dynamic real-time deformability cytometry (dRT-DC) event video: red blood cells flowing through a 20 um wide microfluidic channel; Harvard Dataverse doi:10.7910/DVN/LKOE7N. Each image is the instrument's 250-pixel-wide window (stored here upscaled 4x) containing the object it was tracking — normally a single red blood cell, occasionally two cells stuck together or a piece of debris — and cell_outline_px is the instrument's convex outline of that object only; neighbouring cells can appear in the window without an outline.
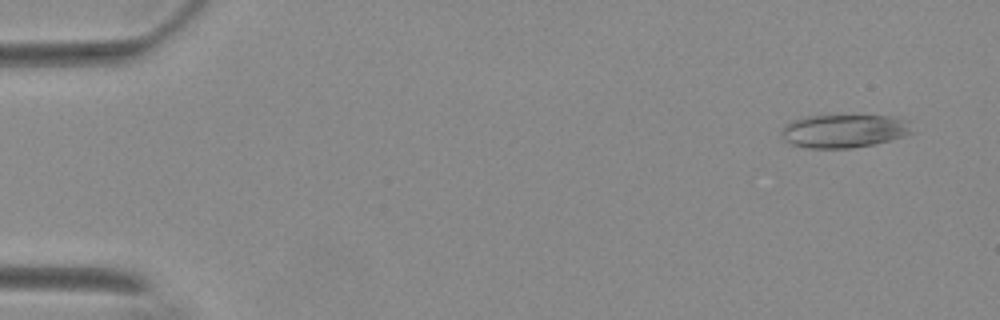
{"species": "Egyptian fruit bat (a non-hibernating species)", "species_latin": "Rousettus aegyptiacus", "temperature_condition": "warm", "stored_images_in_passage": 15, "camera_frame_rate_fps": 3000, "um_per_image_px": 0.085, "animal": {"sex": "female"}, "frame": {"image": 1, "passage_image": 4, "time_ms": 1.0, "image_size_px": [1000, 320], "cell_outline_px": [[912, 132], [888, 140], [872, 144], [852, 148], [808, 148], [792, 144], [784, 140], [784, 124], [792, 120], [808, 116], [888, 116], [900, 120]], "centroid_in_image_um": [71.62, 11.14], "position_along_channel_um": 13.4, "area_um2": 24.33}}